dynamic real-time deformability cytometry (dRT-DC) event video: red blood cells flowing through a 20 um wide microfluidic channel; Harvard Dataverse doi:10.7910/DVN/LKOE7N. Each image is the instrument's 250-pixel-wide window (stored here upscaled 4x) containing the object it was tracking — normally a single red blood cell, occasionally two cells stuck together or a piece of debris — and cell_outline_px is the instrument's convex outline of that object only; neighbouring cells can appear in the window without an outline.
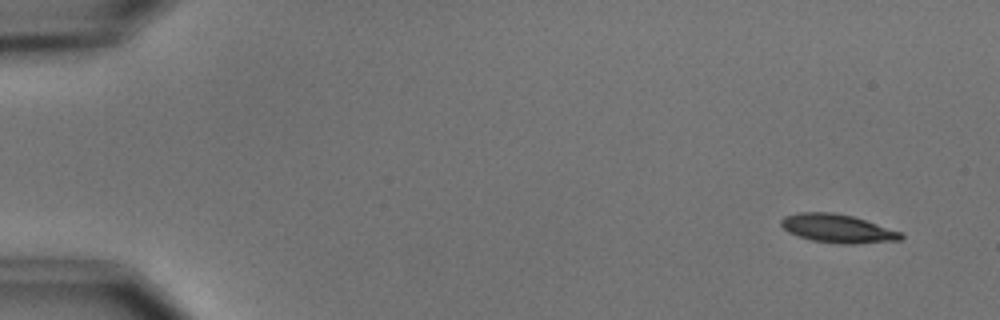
{"species": "common noctule bat (a hibernating species)", "species_latin": "Nyctalus noctula", "temperature_condition": "cold", "stored_images_in_passage": 4, "camera_frame_rate_fps": 3000, "um_per_image_px": 0.085, "animal": {"sex": "male", "body_mass_g": 15.6}, "frame": {"image": 1, "passage_image": 1, "time_ms": 0.0, "image_size_px": [1000, 320], "cell_outline_px": [[904, 236], [900, 240], [856, 244], [840, 244], [812, 240], [788, 232], [780, 224], [780, 220], [784, 216], [796, 212], [832, 212], [852, 216], [900, 232]], "centroid_in_image_um": [71.15, 19.42], "position_along_channel_um": 13.9, "area_um2": 19.71}}
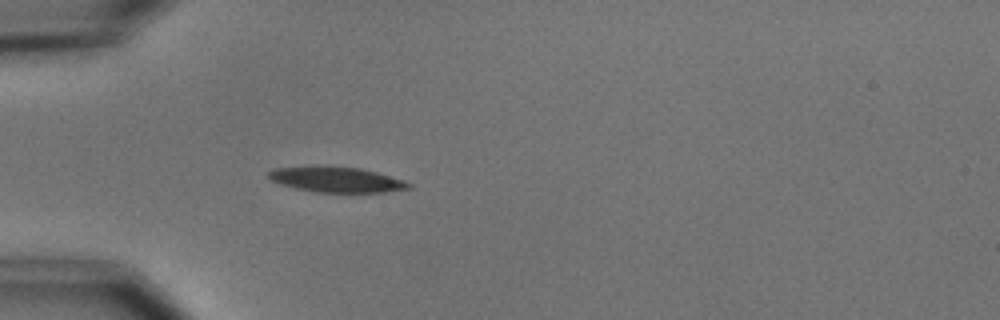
{"frame": {"image": 2, "passage_image": 4, "time_ms": 4.333, "image_size_px": [1000, 320], "cell_outline_px": [[412, 188], [384, 192], [320, 192], [296, 188], [280, 184], [272, 180], [264, 172], [276, 168], [324, 164], [328, 164], [360, 168], [376, 172], [404, 180], [412, 184]], "centroid_in_image_um": [28.57, 15.23], "position_along_channel_um": 56.4, "area_um2": 21.15}}